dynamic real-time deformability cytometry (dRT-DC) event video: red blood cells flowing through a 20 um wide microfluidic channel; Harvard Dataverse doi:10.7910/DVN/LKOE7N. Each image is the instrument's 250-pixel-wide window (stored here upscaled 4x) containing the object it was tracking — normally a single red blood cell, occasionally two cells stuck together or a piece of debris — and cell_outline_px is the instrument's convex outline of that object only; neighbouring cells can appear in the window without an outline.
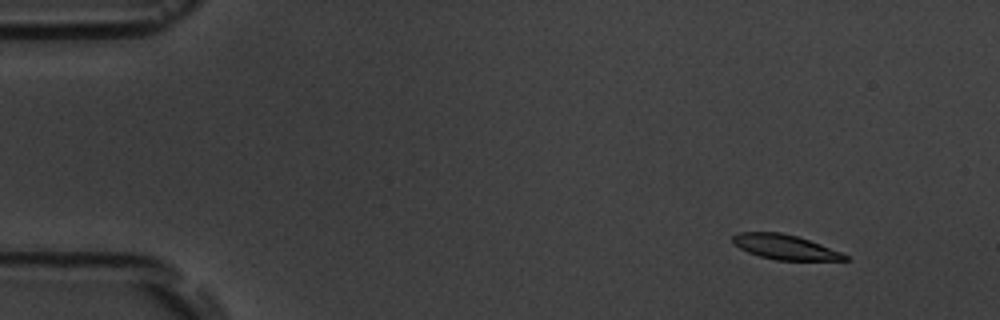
{"species": "common noctule bat (a hibernating species)", "species_latin": "Nyctalus noctula", "temperature_condition": "room temperature", "stored_images_in_passage": 4, "camera_frame_rate_fps": 3000, "um_per_image_px": 0.085, "animal": {"sex": "male", "body_mass_g": 19.5, "forearm_length_mm": 54.6}, "frame": {"image": 1, "passage_image": 1, "time_ms": 0.0, "image_size_px": [1000, 320], "cell_outline_px": [[848, 260], [776, 260], [760, 256], [748, 252], [740, 248], [732, 240], [732, 236], [740, 232], [780, 232], [796, 236], [820, 244], [840, 252], [848, 256]], "centroid_in_image_um": [66.71, 21.0], "position_along_channel_um": 18.3, "area_um2": 15.9}}
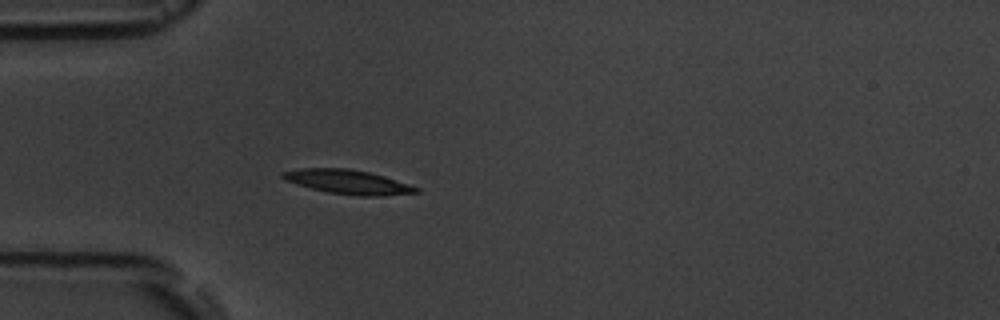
{"frame": {"image": 2, "passage_image": 4, "time_ms": 3.667, "image_size_px": [1000, 320], "cell_outline_px": [[420, 192], [380, 196], [356, 196], [328, 192], [296, 184], [284, 180], [280, 176], [280, 172], [300, 168], [348, 168], [368, 172], [384, 176], [420, 188]], "centroid_in_image_um": [29.54, 15.46], "position_along_channel_um": 55.5, "area_um2": 18.84}}